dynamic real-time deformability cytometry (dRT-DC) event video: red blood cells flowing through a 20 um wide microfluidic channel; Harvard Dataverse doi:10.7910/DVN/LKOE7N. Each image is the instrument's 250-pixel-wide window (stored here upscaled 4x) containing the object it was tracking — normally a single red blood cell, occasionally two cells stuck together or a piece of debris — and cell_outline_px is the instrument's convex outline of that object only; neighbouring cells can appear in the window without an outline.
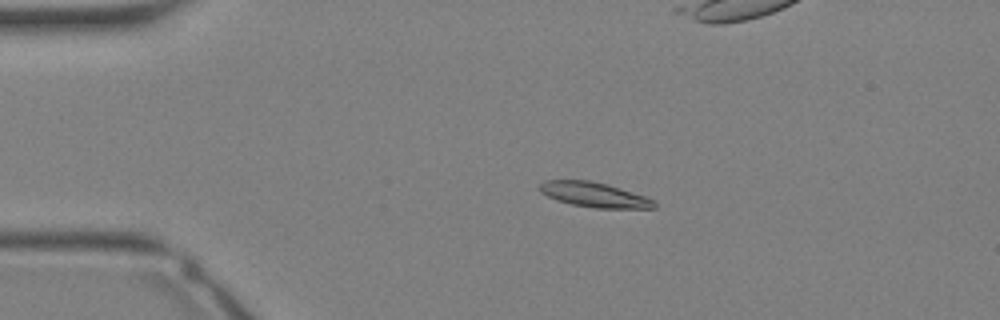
{"species": "Egyptian fruit bat (a non-hibernating species)", "species_latin": "Rousettus aegyptiacus", "temperature_condition": "warm", "stored_images_in_passage": 35, "camera_frame_rate_fps": 3000, "um_per_image_px": 0.085, "animal": {"sex": "female"}, "frame": {"image": 1, "passage_image": 7, "time_ms": 2.0, "image_size_px": [1000, 320], "cell_outline_px": [[656, 208], [596, 208], [572, 204], [556, 200], [540, 192], [540, 184], [544, 180], [588, 180], [608, 184], [656, 200]], "centroid_in_image_um": [50.52, 16.55], "position_along_channel_um": 34.5, "area_um2": 16.53}}
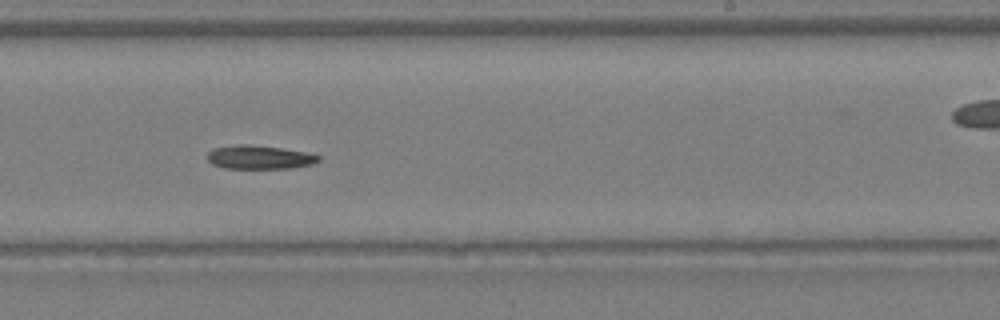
{"frame": {"image": 2, "passage_image": 21, "time_ms": 6.667, "image_size_px": [1000, 320], "cell_outline_px": [[320, 160], [312, 164], [292, 168], [224, 168], [212, 164], [208, 160], [208, 152], [212, 148], [236, 144], [252, 144], [280, 148], [304, 152], [320, 156]], "centroid_in_image_um": [22.01, 13.36], "position_along_channel_um": 267.0, "area_um2": 15.32}}
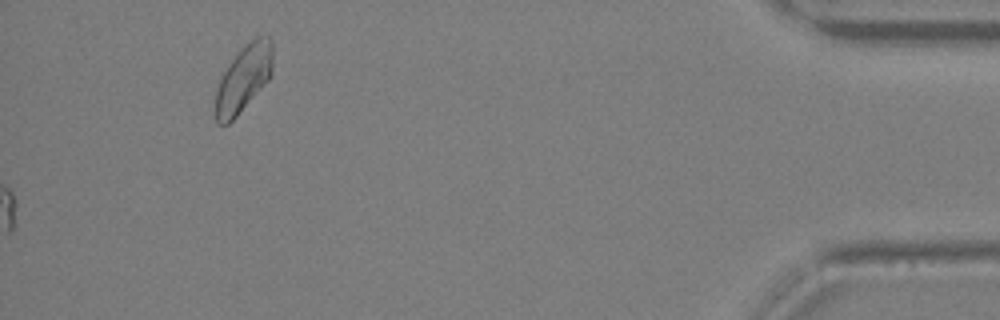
{"frame": {"image": 3, "passage_image": 35, "time_ms": 11.333, "image_size_px": [1000, 320], "cell_outline_px": [[272, 72], [268, 80], [236, 116], [228, 124], [220, 124], [216, 120], [216, 88], [224, 72], [232, 60], [244, 44], [256, 36], [268, 32], [272, 40]], "centroid_in_image_um": [20.74, 6.6], "position_along_channel_um": 414.5, "area_um2": 22.08}}